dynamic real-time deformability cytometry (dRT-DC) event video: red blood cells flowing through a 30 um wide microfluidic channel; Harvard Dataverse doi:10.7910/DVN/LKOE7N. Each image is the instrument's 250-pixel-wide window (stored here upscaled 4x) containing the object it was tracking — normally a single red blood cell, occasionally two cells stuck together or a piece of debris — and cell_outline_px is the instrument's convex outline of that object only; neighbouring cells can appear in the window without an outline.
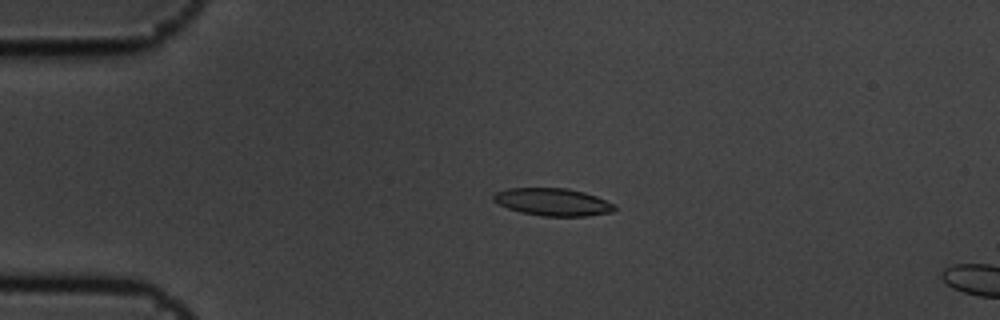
{"species": "common noctule bat (a hibernating species)", "species_latin": "Nyctalus noctula", "temperature_condition": "cold", "stored_images_in_passage": 6, "segment_of_instrument_passage": [1, 2], "camera_frame_rate_fps": 3000, "um_per_image_px": 0.085, "animal": {"sex": "male", "body_mass_g": 19.5, "forearm_length_mm": 54.6}, "frame": {"image": 1, "passage_image": 4, "time_ms": 1.0, "image_size_px": [1000, 320], "cell_outline_px": [[616, 208], [612, 212], [584, 216], [540, 216], [520, 212], [508, 208], [492, 200], [492, 196], [496, 192], [508, 188], [568, 188], [584, 192], [596, 196], [616, 204]], "centroid_in_image_um": [46.99, 17.17], "position_along_channel_um": 38.0, "area_um2": 19.48}}